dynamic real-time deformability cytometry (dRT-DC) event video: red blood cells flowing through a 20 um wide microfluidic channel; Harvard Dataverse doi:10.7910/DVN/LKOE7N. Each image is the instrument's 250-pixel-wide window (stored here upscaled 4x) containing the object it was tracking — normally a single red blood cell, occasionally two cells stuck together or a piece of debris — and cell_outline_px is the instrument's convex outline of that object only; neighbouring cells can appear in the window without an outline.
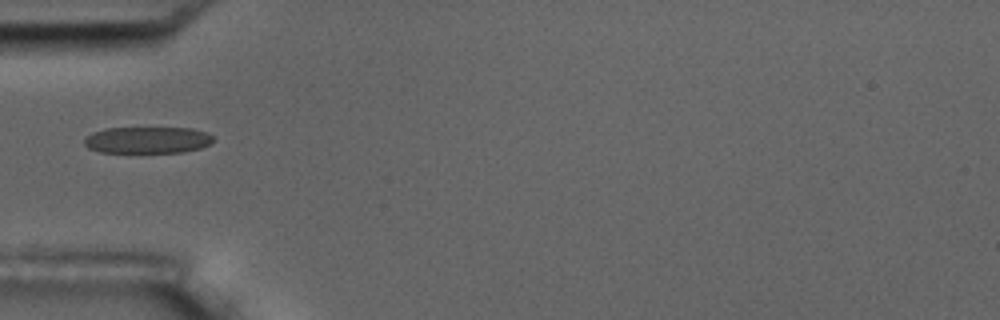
{"species": "common noctule bat (a hibernating species)", "species_latin": "Nyctalus noctula", "temperature_condition": "room temperature", "stored_images_in_passage": 12, "camera_frame_rate_fps": 3000, "um_per_image_px": 0.085, "animal": {"sex": "male", "body_mass_g": 17.5, "forearm_length_mm": 52.3}, "frame": {"image": 1, "passage_image": 1, "time_ms": 0.0, "image_size_px": [1000, 320], "cell_outline_px": [[212, 140], [208, 144], [200, 148], [184, 152], [100, 152], [88, 148], [84, 144], [84, 140], [92, 132], [104, 128], [192, 128], [208, 132], [212, 136]], "centroid_in_image_um": [12.52, 11.89], "position_along_channel_um": 72.5, "area_um2": 19.94}}
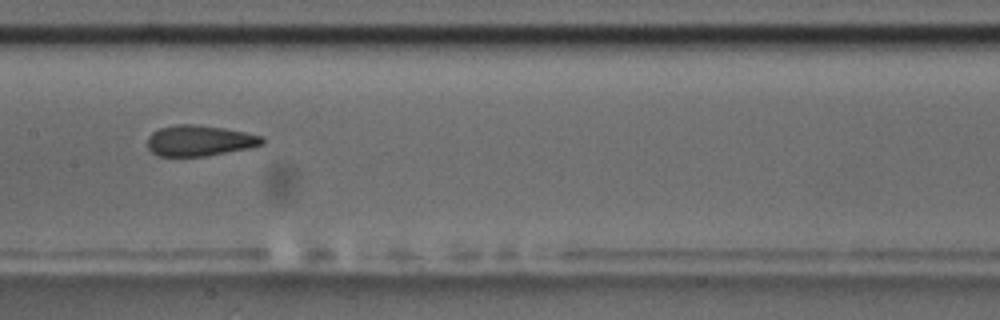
{"frame": {"image": 2, "passage_image": 4, "time_ms": 3.333, "image_size_px": [1000, 320], "cell_outline_px": [[264, 144], [248, 148], [204, 156], [160, 156], [152, 152], [148, 148], [148, 136], [152, 132], [160, 128], [176, 124], [196, 124], [224, 128], [264, 136]], "centroid_in_image_um": [16.96, 11.94], "position_along_channel_um": 190.4, "area_um2": 20.52}}
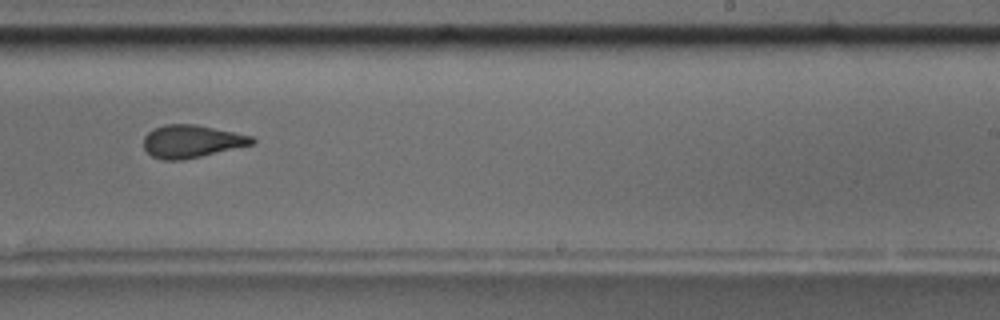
{"frame": {"image": 3, "passage_image": 6, "time_ms": 5.667, "image_size_px": [1000, 320], "cell_outline_px": [[256, 144], [200, 156], [180, 160], [164, 160], [152, 156], [144, 148], [144, 136], [152, 128], [164, 124], [196, 124], [252, 136], [256, 140]], "centroid_in_image_um": [16.29, 12.0], "position_along_channel_um": 272.7, "area_um2": 20.69}}